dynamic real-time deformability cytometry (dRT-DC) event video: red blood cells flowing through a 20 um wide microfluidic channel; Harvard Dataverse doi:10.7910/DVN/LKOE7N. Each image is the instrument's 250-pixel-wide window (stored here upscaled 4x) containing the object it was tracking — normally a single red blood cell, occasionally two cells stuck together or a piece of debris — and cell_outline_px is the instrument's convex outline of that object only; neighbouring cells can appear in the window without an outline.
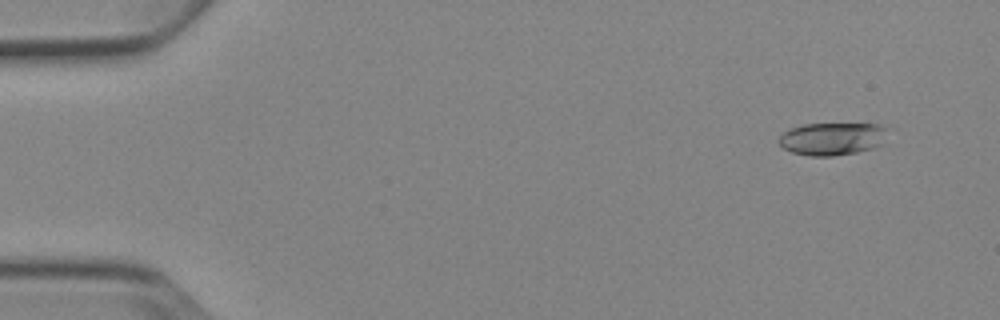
{"species": "Egyptian fruit bat (a non-hibernating species)", "species_latin": "Rousettus aegyptiacus", "temperature_condition": "cold", "stored_images_in_passage": 5, "camera_frame_rate_fps": 3000, "um_per_image_px": 0.085, "animal": {"sex": "female"}, "frame": {"image": 1, "passage_image": 1, "time_ms": 0.0, "image_size_px": [1000, 320], "cell_outline_px": [[892, 128], [884, 144], [872, 148], [856, 152], [832, 156], [808, 156], [792, 152], [784, 148], [780, 144], [780, 136], [784, 132], [792, 128], [804, 124], [880, 124]], "centroid_in_image_um": [70.86, 11.79], "position_along_channel_um": 14.1, "area_um2": 20.98}}
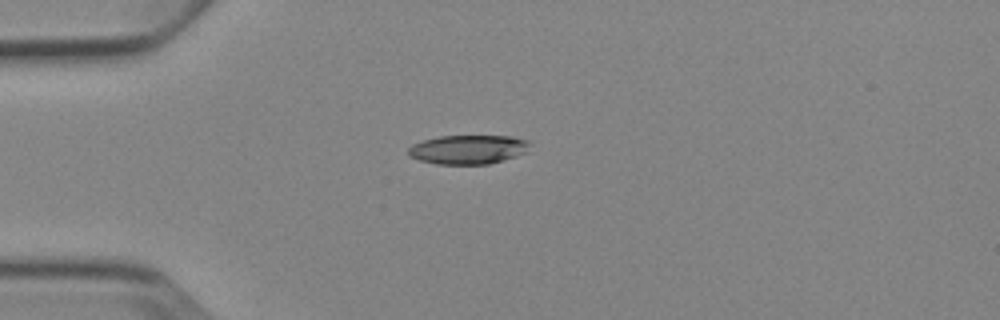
{"frame": {"image": 2, "passage_image": 4, "time_ms": 3.333, "image_size_px": [1000, 320], "cell_outline_px": [[528, 144], [524, 152], [516, 156], [504, 160], [488, 164], [436, 164], [420, 160], [408, 156], [408, 148], [412, 144], [424, 140], [440, 136], [512, 136], [528, 140]], "centroid_in_image_um": [39.74, 12.7], "position_along_channel_um": 45.3, "area_um2": 20.46}}